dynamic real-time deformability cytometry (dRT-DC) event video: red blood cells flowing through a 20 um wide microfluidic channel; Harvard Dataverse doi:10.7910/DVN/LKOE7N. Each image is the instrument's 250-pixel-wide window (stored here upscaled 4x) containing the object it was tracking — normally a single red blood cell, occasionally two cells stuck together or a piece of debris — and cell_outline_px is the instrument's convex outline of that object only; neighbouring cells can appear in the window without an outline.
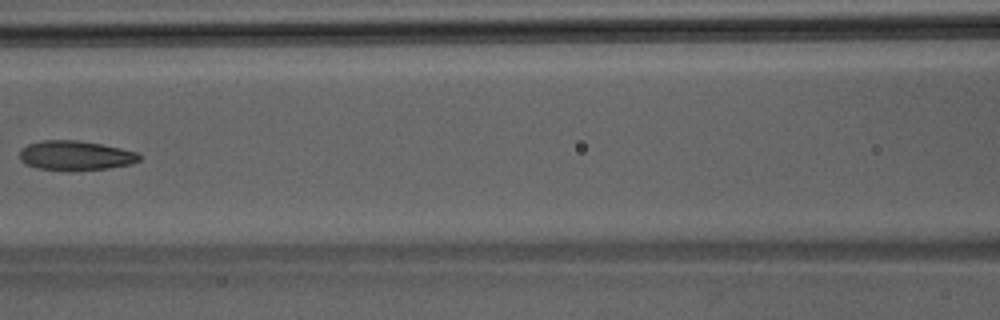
{"species": "Egyptian fruit bat (a non-hibernating species)", "species_latin": "Rousettus aegyptiacus", "temperature_condition": "room temperature", "stored_images_in_passage": 5, "camera_frame_rate_fps": 3000, "um_per_image_px": 0.085, "animal": {"sex": "male"}, "frame": {"image": 1, "passage_image": 5, "time_ms": 1.333, "image_size_px": [1000, 320], "cell_outline_px": [[140, 160], [132, 164], [108, 168], [72, 172], [68, 172], [36, 168], [24, 164], [20, 160], [20, 148], [28, 144], [44, 140], [76, 140], [100, 144], [120, 148], [136, 152], [140, 156]], "centroid_in_image_um": [6.37, 13.25], "position_along_channel_um": 160.2, "area_um2": 20.98}}